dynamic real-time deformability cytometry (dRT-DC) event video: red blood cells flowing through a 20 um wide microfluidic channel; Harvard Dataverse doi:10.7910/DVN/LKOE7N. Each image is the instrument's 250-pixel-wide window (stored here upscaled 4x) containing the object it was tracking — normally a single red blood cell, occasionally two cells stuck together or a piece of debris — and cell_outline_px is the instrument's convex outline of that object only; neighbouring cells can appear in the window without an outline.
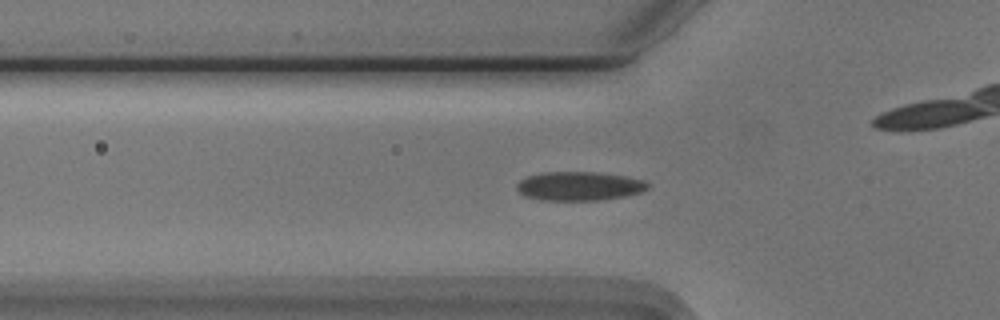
{"species": "Egyptian fruit bat (a non-hibernating species)", "species_latin": "Rousettus aegyptiacus", "temperature_condition": "cold", "stored_images_in_passage": 52, "camera_frame_rate_fps": 3000, "um_per_image_px": 0.085, "animal": {"sex": "male"}, "frame": {"image": 1, "passage_image": 15, "time_ms": 4.667, "image_size_px": [1000, 320], "cell_outline_px": [[652, 184], [648, 188], [640, 192], [624, 196], [600, 200], [540, 200], [524, 196], [516, 188], [516, 184], [520, 180], [528, 176], [544, 172], [596, 172], [628, 176], [644, 180]], "centroid_in_image_um": [49.25, 15.81], "position_along_channel_um": 76.5, "area_um2": 22.2}}
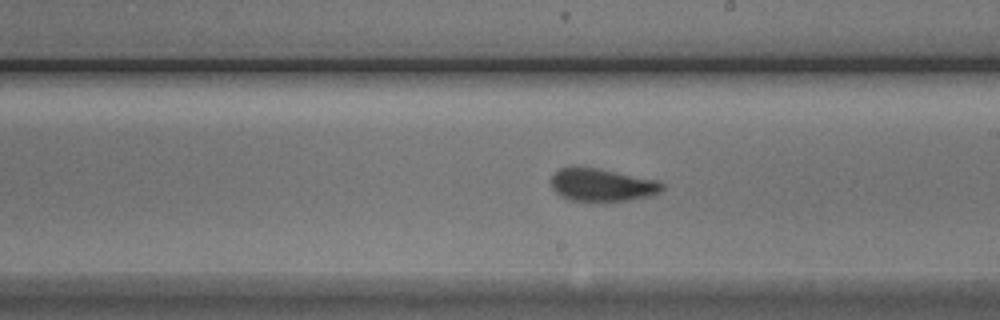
{"frame": {"image": 2, "passage_image": 28, "time_ms": 9.0, "image_size_px": [1000, 320], "cell_outline_px": [[664, 188], [660, 192], [652, 196], [628, 200], [600, 204], [568, 200], [560, 196], [552, 188], [552, 176], [560, 168], [600, 168], [660, 180], [664, 184]], "centroid_in_image_um": [51.23, 15.77], "position_along_channel_um": 237.8, "area_um2": 21.96}}
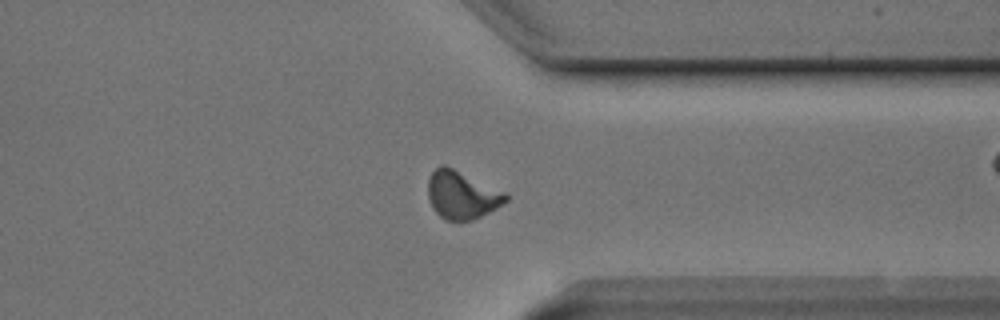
{"frame": {"image": 3, "passage_image": 39, "time_ms": 12.667, "image_size_px": [1000, 320], "cell_outline_px": [[508, 200], [496, 208], [472, 220], [444, 220], [432, 208], [428, 196], [428, 180], [432, 172], [440, 164], [444, 164], [508, 192]], "centroid_in_image_um": [39.27, 16.55], "position_along_channel_um": 372.1, "area_um2": 21.85}, "authors_computed_cell_mechanics": {"area_um2": 20.8658, "velocity_mm_per_s": 3.7279, "shape_relaxation_time_tau1_ms": 4.7177, "shape_relaxation_time_tau2_ms": 1.0794, "deformation_change_tau1": 0.132, "deformation_change_tau2": 0.0571}}